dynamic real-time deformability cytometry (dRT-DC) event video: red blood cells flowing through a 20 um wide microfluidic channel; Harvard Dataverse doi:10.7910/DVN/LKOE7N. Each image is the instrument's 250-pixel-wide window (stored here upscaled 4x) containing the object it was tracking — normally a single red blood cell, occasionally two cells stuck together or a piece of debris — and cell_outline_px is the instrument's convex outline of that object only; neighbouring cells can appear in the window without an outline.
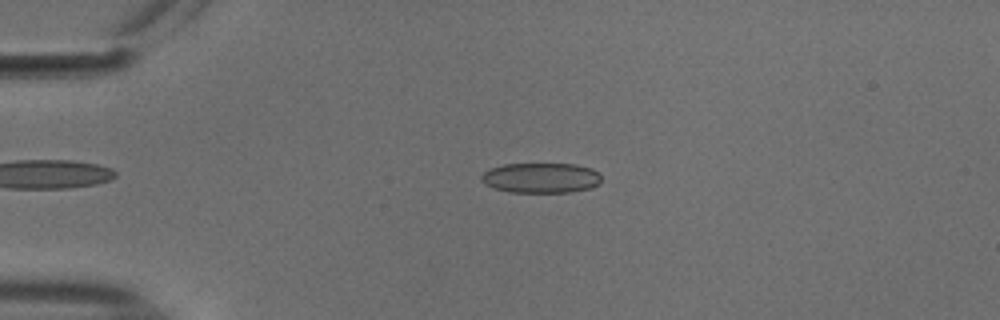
{"species": "common noctule bat (a hibernating species)", "species_latin": "Nyctalus noctula", "temperature_condition": "cold", "stored_images_in_passage": 53, "camera_frame_rate_fps": 3000, "um_per_image_px": 0.085, "animal": {"sex": "male", "body_mass_g": 18.8}, "frame": {"image": 1, "passage_image": 12, "time_ms": 3.667, "image_size_px": [1000, 320], "cell_outline_px": [[600, 184], [592, 188], [572, 192], [508, 192], [492, 188], [484, 184], [480, 180], [480, 176], [488, 168], [504, 164], [576, 164], [592, 168], [600, 172]], "centroid_in_image_um": [45.97, 15.12], "position_along_channel_um": 39.0, "area_um2": 21.5}}
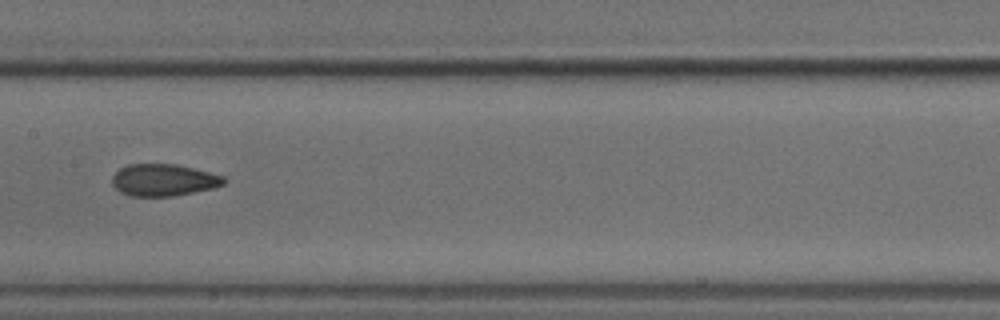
{"frame": {"image": 2, "passage_image": 27, "time_ms": 8.667, "image_size_px": [1000, 320], "cell_outline_px": [[228, 180], [224, 184], [212, 188], [172, 196], [132, 196], [120, 192], [112, 184], [112, 176], [120, 168], [128, 164], [176, 164], [224, 176]], "centroid_in_image_um": [13.89, 15.3], "position_along_channel_um": 193.5, "area_um2": 20.69}}
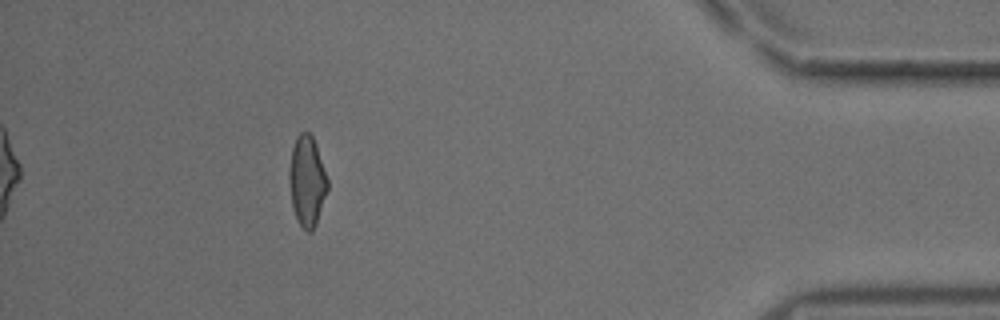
{"frame": {"image": 3, "passage_image": 48, "time_ms": 15.667, "image_size_px": [1000, 320], "cell_outline_px": [[328, 188], [316, 224], [312, 232], [308, 232], [300, 224], [292, 208], [288, 176], [288, 172], [292, 148], [296, 136], [300, 132], [308, 132], [312, 136], [316, 144], [328, 180]], "centroid_in_image_um": [26.08, 15.37], "position_along_channel_um": 409.1, "area_um2": 20.17}, "authors_computed_cell_mechanics": {"area_um2": 20.9814, "velocity_mm_per_s": 3.7691, "shape_relaxation_time_tau1_ms": 5.2376, "shape_relaxation_time_tau2_ms": 1.8499, "deformation_change_tau1": 0.1194, "deformation_change_tau2": 0.0793}}